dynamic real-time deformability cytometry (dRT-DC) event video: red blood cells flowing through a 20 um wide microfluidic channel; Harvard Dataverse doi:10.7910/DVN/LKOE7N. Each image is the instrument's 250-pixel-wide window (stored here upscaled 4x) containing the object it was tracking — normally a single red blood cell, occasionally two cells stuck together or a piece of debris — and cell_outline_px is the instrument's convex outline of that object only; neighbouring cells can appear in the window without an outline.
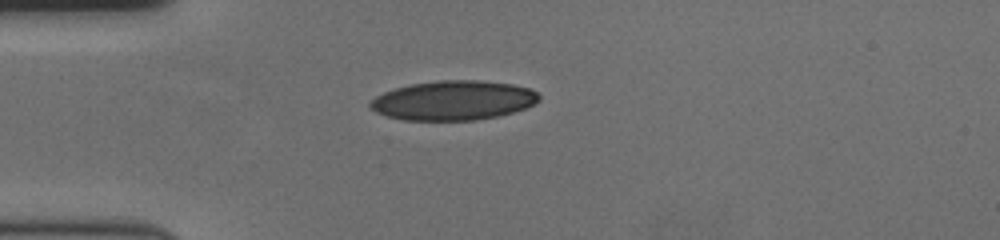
{"species": "human", "species_latin": "Homo sapiens", "temperature_condition": "cold", "stored_images_in_passage": 43, "camera_frame_rate_fps": 3000, "um_per_image_px": 0.085, "donor": {"sex": "female"}, "frame": {"image": 1, "passage_image": 1, "time_ms": 0.0, "image_size_px": [1000, 240], "cell_outline_px": [[540, 100], [524, 108], [500, 116], [476, 120], [404, 120], [388, 116], [376, 112], [368, 108], [368, 104], [376, 96], [384, 92], [408, 84], [440, 80], [480, 80], [512, 84], [528, 88], [536, 92], [540, 96]], "centroid_in_image_um": [38.51, 8.53], "position_along_channel_um": 46.5, "area_um2": 38.84}}
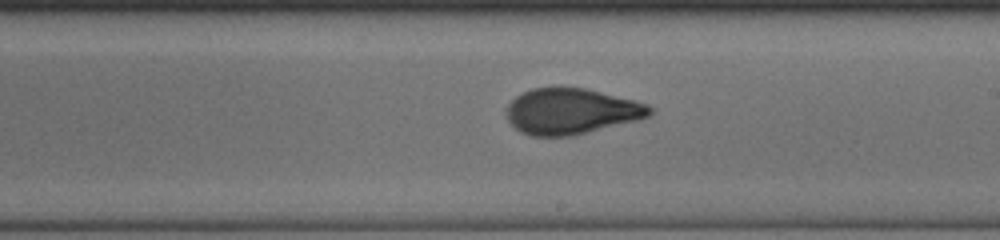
{"frame": {"image": 2, "passage_image": 19, "time_ms": 6.0, "image_size_px": [1000, 240], "cell_outline_px": [[656, 108], [648, 116], [640, 120], [572, 136], [532, 136], [520, 132], [508, 120], [504, 112], [508, 104], [516, 96], [532, 88], [584, 88], [636, 100], [648, 104]], "centroid_in_image_um": [48.59, 9.47], "position_along_channel_um": 240.4, "area_um2": 38.49}}
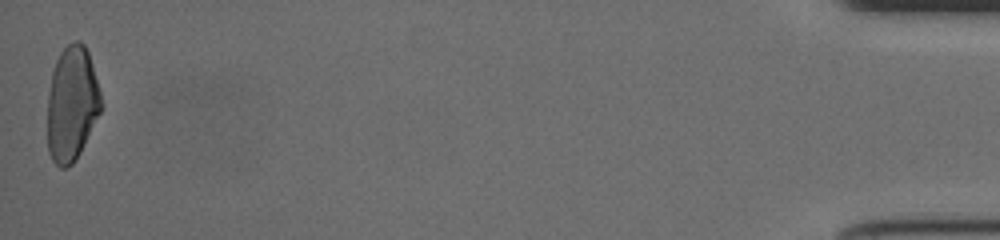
{"frame": {"image": 3, "passage_image": 43, "time_ms": 14.0, "image_size_px": [1000, 240], "cell_outline_px": [[104, 104], [80, 152], [72, 164], [64, 168], [60, 168], [52, 160], [48, 152], [48, 92], [52, 72], [56, 60], [60, 52], [72, 40], [80, 40], [84, 44], [88, 52]], "centroid_in_image_um": [6.11, 8.81], "position_along_channel_um": 429.1, "area_um2": 35.95}, "authors_computed_cell_mechanics": {"area_um2": 37.8012, "velocity_mm_per_s": 3.5701, "shape_relaxation_time_tau1_ms": 11.0305, "shape_relaxation_time_tau2_ms": 0.9515, "deformation_change_tau1": 0.2831, "deformation_change_tau2": 0.0688}}